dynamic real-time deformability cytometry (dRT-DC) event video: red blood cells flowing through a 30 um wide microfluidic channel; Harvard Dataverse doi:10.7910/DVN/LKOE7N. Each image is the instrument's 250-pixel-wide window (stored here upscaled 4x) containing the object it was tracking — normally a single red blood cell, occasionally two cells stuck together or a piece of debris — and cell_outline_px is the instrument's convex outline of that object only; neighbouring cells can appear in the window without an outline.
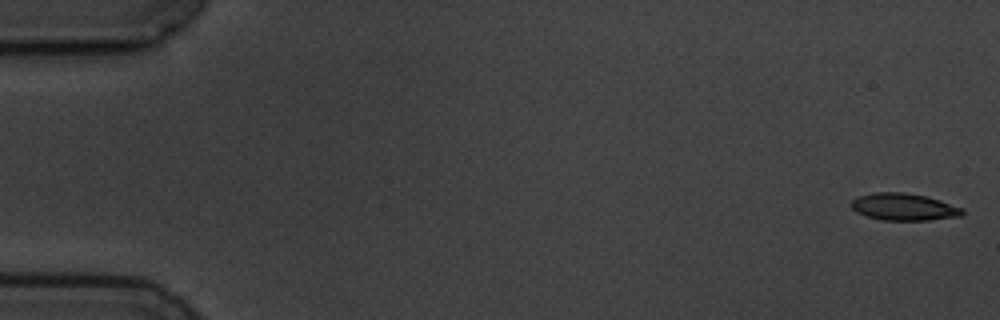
{"species": "common noctule bat (a hibernating species)", "species_latin": "Nyctalus noctula", "temperature_condition": "cold", "stored_images_in_passage": 6, "camera_frame_rate_fps": 3000, "um_per_image_px": 0.085, "animal": {"sex": "male", "body_mass_g": 19.5, "forearm_length_mm": 54.6}, "frame": {"image": 1, "passage_image": 1, "time_ms": 0.0, "image_size_px": [1000, 320], "cell_outline_px": [[964, 212], [960, 216], [928, 220], [880, 220], [856, 212], [848, 204], [856, 196], [872, 192], [904, 192], [928, 196], [964, 208]], "centroid_in_image_um": [76.79, 17.57], "position_along_channel_um": 8.2, "area_um2": 17.8}}
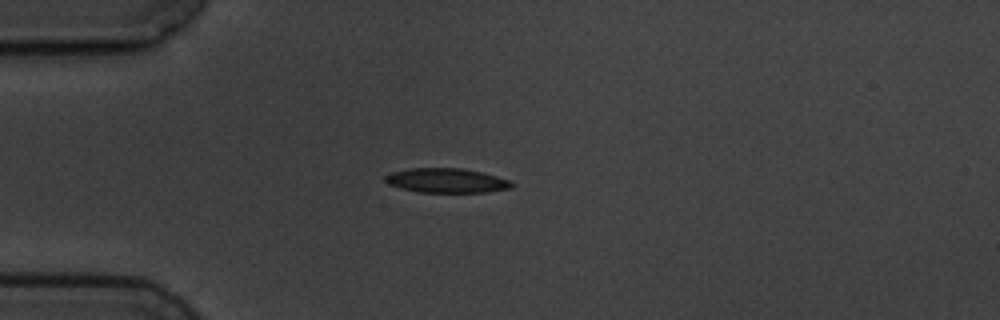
{"frame": {"image": 2, "passage_image": 5, "time_ms": 4.667, "image_size_px": [1000, 320], "cell_outline_px": [[516, 184], [512, 188], [488, 192], [416, 192], [400, 188], [388, 184], [384, 180], [384, 176], [392, 172], [408, 168], [464, 168], [512, 180]], "centroid_in_image_um": [37.97, 15.35], "position_along_channel_um": 47.0, "area_um2": 18.26}}